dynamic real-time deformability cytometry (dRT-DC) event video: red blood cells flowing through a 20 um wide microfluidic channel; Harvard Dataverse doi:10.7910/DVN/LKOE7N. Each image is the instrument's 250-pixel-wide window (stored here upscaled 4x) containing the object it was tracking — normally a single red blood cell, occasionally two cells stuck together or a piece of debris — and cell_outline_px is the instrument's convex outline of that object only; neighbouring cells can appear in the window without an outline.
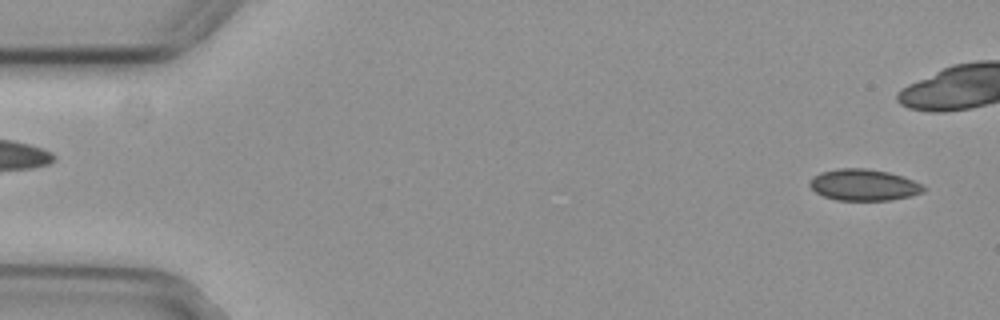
{"species": "common noctule bat (a hibernating species)", "species_latin": "Nyctalus noctula", "temperature_condition": "cold", "stored_images_in_passage": 42, "camera_frame_rate_fps": 3000, "um_per_image_px": 0.085, "animal": {"sex": "female", "body_mass_g": 29.2, "forearm_length_mm": 56.3}, "frame": {"image": 1, "passage_image": 2, "time_ms": 0.333, "image_size_px": [1000, 320], "cell_outline_px": [[924, 192], [892, 200], [836, 200], [824, 196], [816, 192], [808, 184], [820, 172], [840, 168], [864, 168], [888, 172], [904, 176], [920, 184], [924, 188]], "centroid_in_image_um": [73.42, 15.72], "position_along_channel_um": 11.6, "area_um2": 20.58}}
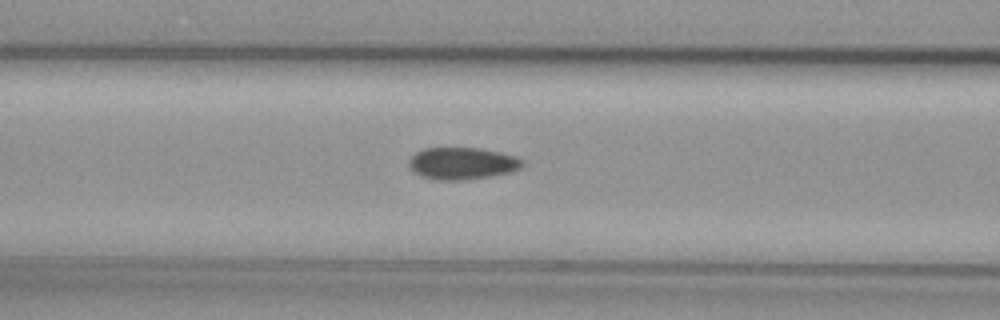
{"frame": {"image": 2, "passage_image": 21, "time_ms": 6.667, "image_size_px": [1000, 320], "cell_outline_px": [[524, 164], [520, 168], [508, 172], [492, 176], [464, 180], [440, 180], [420, 176], [408, 164], [408, 160], [416, 152], [424, 148], [480, 148], [500, 152], [516, 156], [524, 160]], "centroid_in_image_um": [39.3, 13.88], "position_along_channel_um": 127.3, "area_um2": 21.15}}
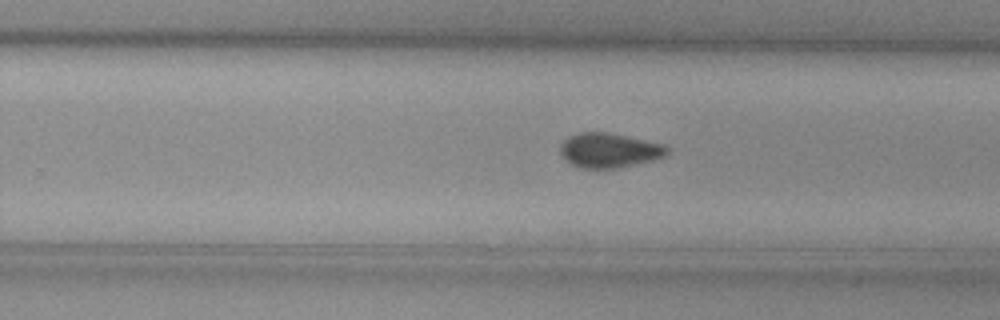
{"frame": {"image": 3, "passage_image": 33, "time_ms": 10.667, "image_size_px": [1000, 320], "cell_outline_px": [[672, 148], [664, 156], [652, 160], [636, 164], [616, 168], [580, 168], [564, 160], [560, 152], [560, 144], [568, 136], [580, 132], [604, 132], [664, 144]], "centroid_in_image_um": [51.76, 12.78], "position_along_channel_um": 278.0, "area_um2": 21.5}}